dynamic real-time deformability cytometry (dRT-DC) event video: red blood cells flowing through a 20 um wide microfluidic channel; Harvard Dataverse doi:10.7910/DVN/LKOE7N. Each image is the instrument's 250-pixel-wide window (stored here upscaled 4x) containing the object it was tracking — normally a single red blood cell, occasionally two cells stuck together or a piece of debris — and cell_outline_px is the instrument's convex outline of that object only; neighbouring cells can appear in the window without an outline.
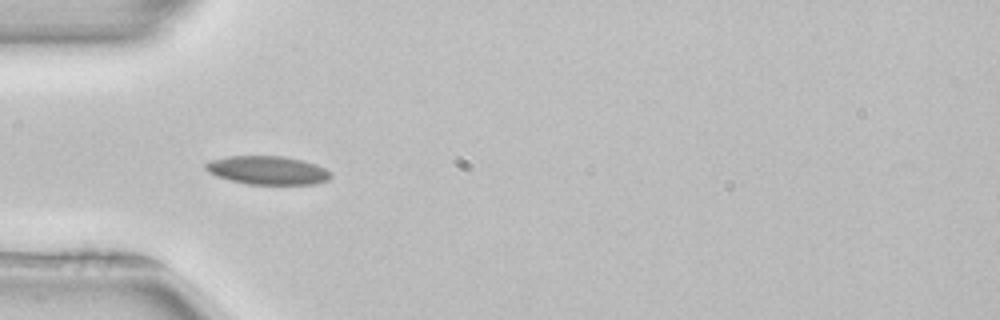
{"species": "common noctule bat (a hibernating species)", "species_latin": "Nyctalus noctula", "temperature_condition": "room temperature", "stored_images_in_passage": 37, "camera_frame_rate_fps": 3000, "um_per_image_px": 0.085, "animal": {"sex": "female", "body_mass_g": 22.7, "forearm_length_mm": 54.2}, "frame": {"image": 1, "passage_image": 1, "time_ms": 0.0, "image_size_px": [1000, 320], "cell_outline_px": [[332, 176], [328, 180], [316, 184], [248, 184], [216, 176], [208, 172], [204, 168], [204, 164], [212, 160], [228, 156], [284, 156], [316, 164], [332, 172]], "centroid_in_image_um": [22.76, 14.47], "position_along_channel_um": 62.2, "area_um2": 20.75}}
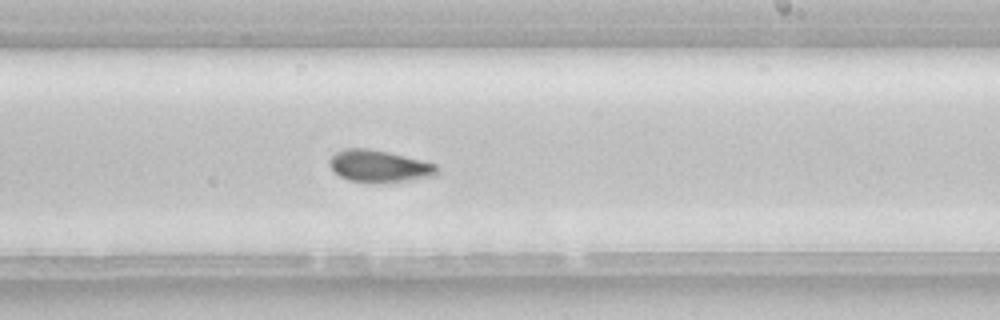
{"frame": {"image": 2, "passage_image": 16, "time_ms": 5.0, "image_size_px": [1000, 320], "cell_outline_px": [[436, 176], [404, 180], [348, 180], [340, 176], [328, 164], [328, 160], [336, 152], [344, 148], [368, 148], [388, 152], [436, 164]], "centroid_in_image_um": [32.18, 14.07], "position_along_channel_um": 256.8, "area_um2": 19.19}, "authors_computed_cell_mechanics": {"area_um2": 19.363, "velocity_mm_per_s": 3.9341, "shape_relaxation_time_tau1_ms": null, "shape_relaxation_time_tau2_ms": 3.8871, "deformation_change_tau1": null, "deformation_change_tau2": 0.0553}}